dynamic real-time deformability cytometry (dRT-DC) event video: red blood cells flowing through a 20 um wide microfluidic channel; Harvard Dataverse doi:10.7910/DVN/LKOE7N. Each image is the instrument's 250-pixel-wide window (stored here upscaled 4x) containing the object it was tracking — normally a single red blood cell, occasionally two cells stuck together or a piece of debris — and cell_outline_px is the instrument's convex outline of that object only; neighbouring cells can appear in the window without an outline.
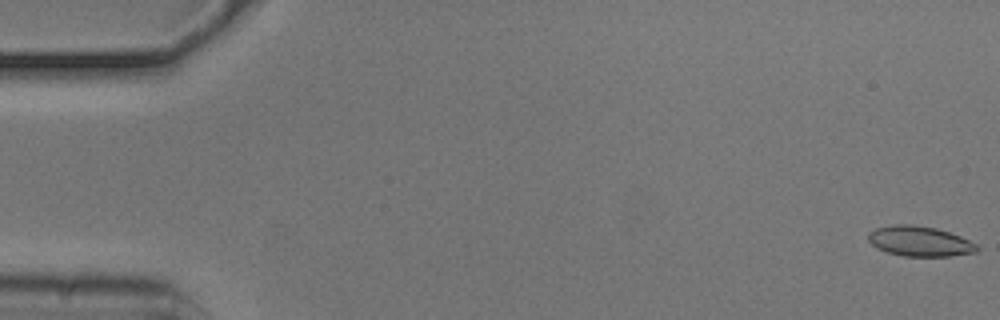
{"species": "common noctule bat (a hibernating species)", "species_latin": "Nyctalus noctula", "temperature_condition": "cold", "stored_images_in_passage": 15, "camera_frame_rate_fps": 3000, "um_per_image_px": 0.085, "animal": {"sex": "male", "body_mass_g": 20.5, "forearm_length_mm": 52.5}, "frame": {"image": 1, "passage_image": 1, "time_ms": 0.0, "image_size_px": [1000, 320], "cell_outline_px": [[980, 248], [976, 252], [952, 256], [904, 256], [888, 252], [876, 248], [868, 240], [868, 232], [876, 228], [892, 224], [912, 224], [936, 228], [960, 236], [976, 244]], "centroid_in_image_um": [78.16, 20.5], "position_along_channel_um": 6.8, "area_um2": 19.13}}
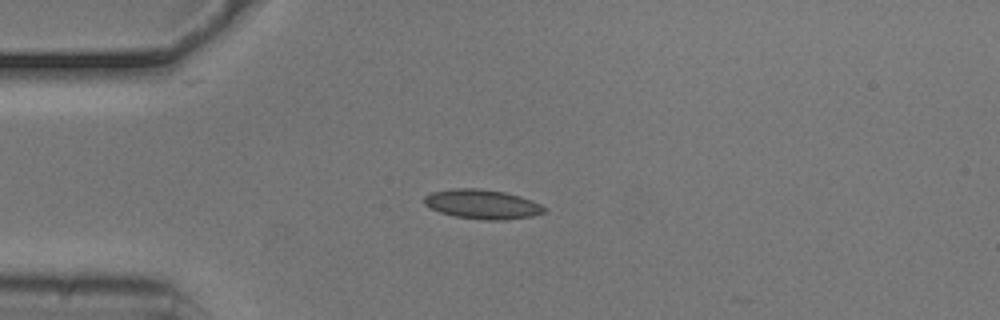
{"frame": {"image": 2, "passage_image": 14, "time_ms": 4.333, "image_size_px": [1000, 320], "cell_outline_px": [[544, 212], [532, 216], [504, 220], [488, 220], [456, 216], [440, 212], [424, 204], [424, 196], [432, 192], [452, 188], [480, 188], [504, 192], [520, 196], [532, 200], [540, 204], [544, 208]], "centroid_in_image_um": [40.98, 17.34], "position_along_channel_um": 44.0, "area_um2": 20.4}}